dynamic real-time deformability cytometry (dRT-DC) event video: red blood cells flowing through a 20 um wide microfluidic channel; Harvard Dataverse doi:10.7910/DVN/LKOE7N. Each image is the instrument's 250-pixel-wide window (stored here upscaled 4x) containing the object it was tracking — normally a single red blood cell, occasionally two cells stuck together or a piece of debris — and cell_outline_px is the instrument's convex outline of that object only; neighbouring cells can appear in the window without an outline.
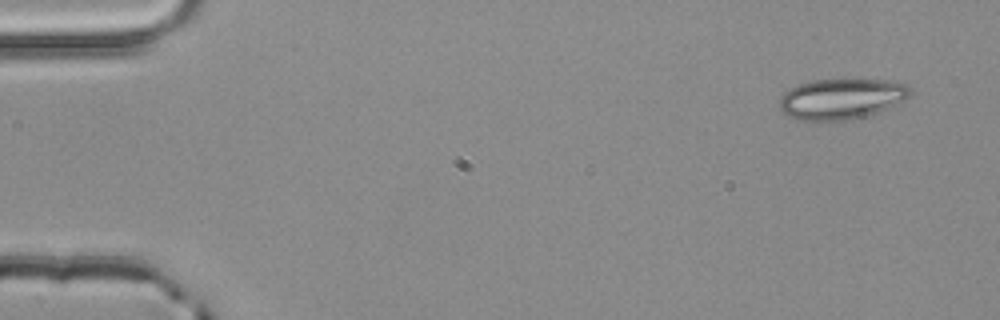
{"species": "common noctule bat (a hibernating species)", "species_latin": "Nyctalus noctula", "temperature_condition": "room temperature", "stored_images_in_passage": 3, "camera_frame_rate_fps": 3000, "um_per_image_px": 0.085, "animal": {"sex": "male", "body_mass_g": 20.4}, "frame": {"image": 1, "passage_image": 1, "time_ms": 0.0, "image_size_px": [1000, 320], "cell_outline_px": [[912, 92], [904, 100], [880, 112], [864, 116], [844, 120], [800, 120], [788, 116], [780, 108], [780, 96], [784, 92], [800, 84], [812, 80], [892, 80], [908, 84], [912, 88]], "centroid_in_image_um": [71.56, 8.39], "position_along_channel_um": 13.4, "area_um2": 30.81}}
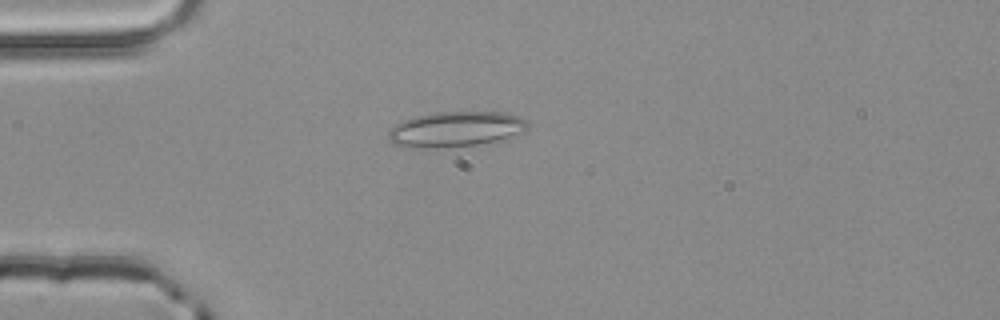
{"frame": {"image": 2, "passage_image": 3, "time_ms": 0.667, "image_size_px": [1000, 320], "cell_outline_px": [[528, 128], [524, 132], [496, 144], [428, 148], [404, 148], [392, 144], [388, 140], [388, 132], [400, 120], [416, 116], [436, 112], [504, 112], [520, 116], [528, 124]], "centroid_in_image_um": [38.76, 11.01], "position_along_channel_um": 46.2, "area_um2": 29.65}}